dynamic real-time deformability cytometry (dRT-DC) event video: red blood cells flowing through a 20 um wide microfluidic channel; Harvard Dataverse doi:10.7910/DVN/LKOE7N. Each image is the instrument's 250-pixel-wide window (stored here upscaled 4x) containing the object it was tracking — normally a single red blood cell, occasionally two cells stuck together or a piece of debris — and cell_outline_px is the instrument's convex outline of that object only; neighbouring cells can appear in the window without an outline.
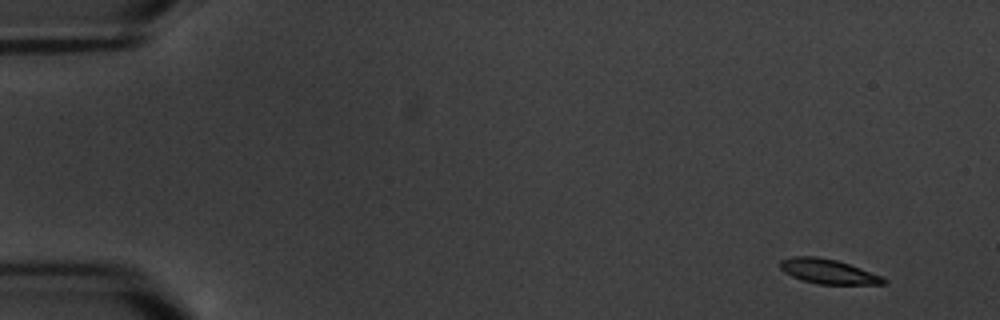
{"species": "common noctule bat (a hibernating species)", "species_latin": "Nyctalus noctula", "temperature_condition": "warm", "stored_images_in_passage": 4, "camera_frame_rate_fps": 3000, "um_per_image_px": 0.085, "animal": {"sex": "male", "body_mass_g": 20.1, "forearm_length_mm": 53.5}, "frame": {"image": 1, "passage_image": 1, "time_ms": 0.0, "image_size_px": [1000, 320], "cell_outline_px": [[888, 280], [884, 284], [816, 284], [792, 276], [784, 272], [780, 268], [780, 260], [792, 256], [816, 256], [836, 260], [884, 276]], "centroid_in_image_um": [70.4, 23.07], "position_along_channel_um": 14.6, "area_um2": 14.85}}